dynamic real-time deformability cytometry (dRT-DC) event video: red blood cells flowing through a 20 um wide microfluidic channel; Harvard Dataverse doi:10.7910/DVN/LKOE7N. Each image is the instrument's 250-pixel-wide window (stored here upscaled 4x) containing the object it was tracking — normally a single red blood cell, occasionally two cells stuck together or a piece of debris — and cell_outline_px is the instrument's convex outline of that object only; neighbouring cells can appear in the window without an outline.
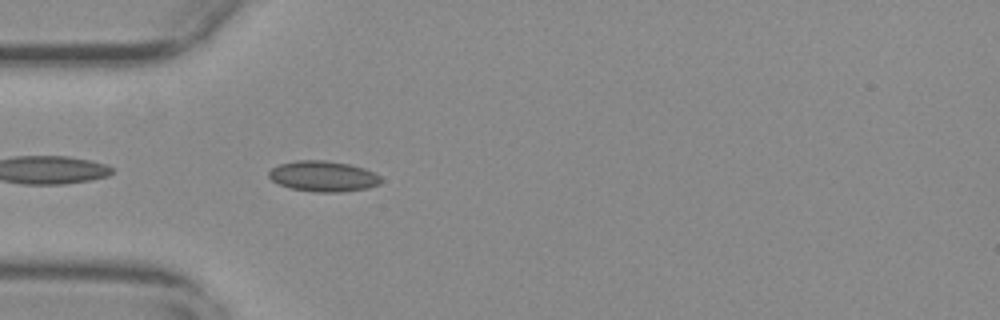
{"species": "common noctule bat (a hibernating species)", "species_latin": "Nyctalus noctula", "temperature_condition": "warm", "stored_images_in_passage": 41, "camera_frame_rate_fps": 3000, "um_per_image_px": 0.085, "animal": {"sex": "female", "body_mass_g": 29.2, "forearm_length_mm": 56.3}, "frame": {"image": 1, "passage_image": 2, "time_ms": 0.333, "image_size_px": [1000, 320], "cell_outline_px": [[380, 184], [368, 188], [344, 192], [316, 192], [292, 188], [280, 184], [272, 180], [268, 176], [268, 172], [272, 168], [280, 164], [296, 160], [324, 160], [348, 164], [364, 168], [380, 176]], "centroid_in_image_um": [27.47, 14.98], "position_along_channel_um": 57.5, "area_um2": 19.88}}
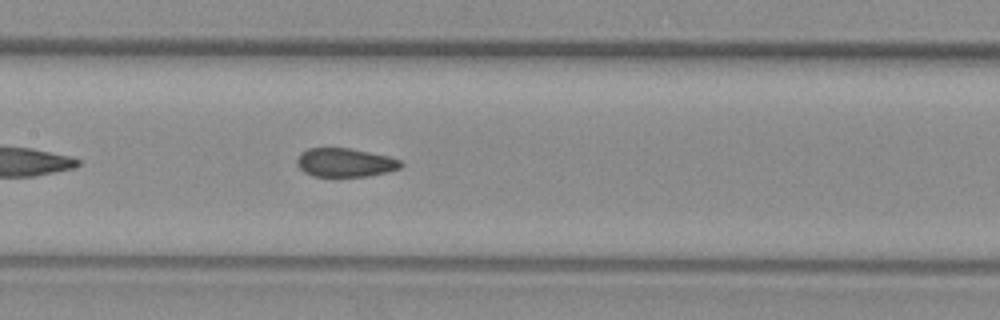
{"frame": {"image": 2, "passage_image": 12, "time_ms": 3.667, "image_size_px": [1000, 320], "cell_outline_px": [[404, 164], [400, 168], [368, 176], [312, 176], [304, 172], [296, 164], [296, 160], [300, 152], [308, 148], [348, 148], [388, 156], [400, 160]], "centroid_in_image_um": [29.29, 13.81], "position_along_channel_um": 178.1, "area_um2": 17.28}}
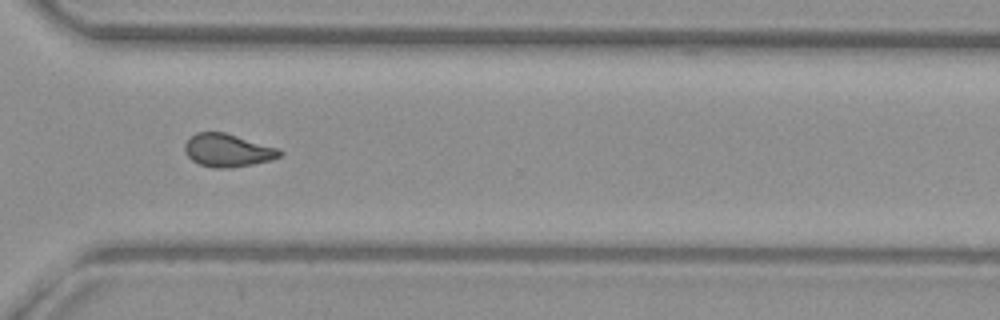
{"frame": {"image": 3, "passage_image": 26, "time_ms": 8.333, "image_size_px": [1000, 320], "cell_outline_px": [[284, 152], [280, 156], [272, 160], [252, 164], [228, 168], [212, 168], [200, 164], [192, 160], [184, 152], [184, 144], [196, 132], [224, 132], [280, 148]], "centroid_in_image_um": [19.37, 12.78], "position_along_channel_um": 351.2, "area_um2": 18.32}, "authors_computed_cell_mechanics": {"area_um2": 18.2648, "velocity_mm_per_s": 3.7187, "shape_relaxation_time_tau1_ms": null, "shape_relaxation_time_tau2_ms": 1.6753, "deformation_change_tau1": null, "deformation_change_tau2": 0.0581}}